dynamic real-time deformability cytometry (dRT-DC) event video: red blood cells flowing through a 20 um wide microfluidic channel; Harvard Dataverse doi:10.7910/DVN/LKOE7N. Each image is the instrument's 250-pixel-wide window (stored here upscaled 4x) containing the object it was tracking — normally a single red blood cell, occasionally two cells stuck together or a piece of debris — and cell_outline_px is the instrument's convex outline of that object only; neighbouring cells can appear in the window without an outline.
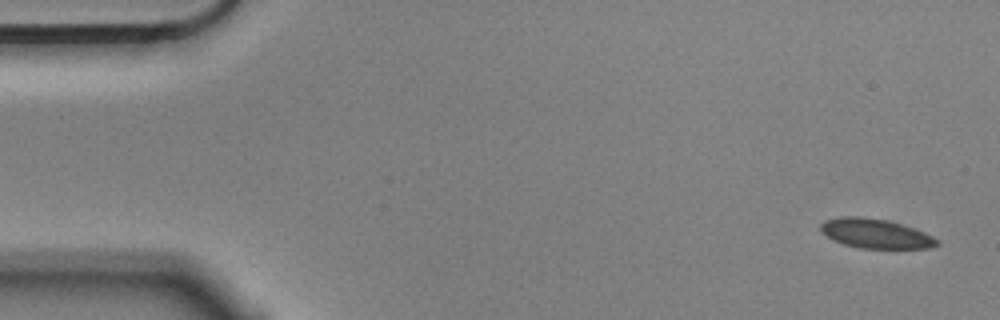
{"species": "Egyptian fruit bat (a non-hibernating species)", "species_latin": "Rousettus aegyptiacus", "temperature_condition": "cold", "stored_images_in_passage": 6, "camera_frame_rate_fps": 3000, "um_per_image_px": 0.085, "animal": {"sex": "male"}, "frame": {"image": 1, "passage_image": 1, "time_ms": 0.0, "image_size_px": [1000, 320], "cell_outline_px": [[940, 244], [932, 248], [860, 248], [844, 244], [820, 232], [820, 224], [824, 220], [840, 216], [860, 216], [888, 220], [924, 232], [940, 240]], "centroid_in_image_um": [74.42, 19.84], "position_along_channel_um": 10.6, "area_um2": 19.94}}
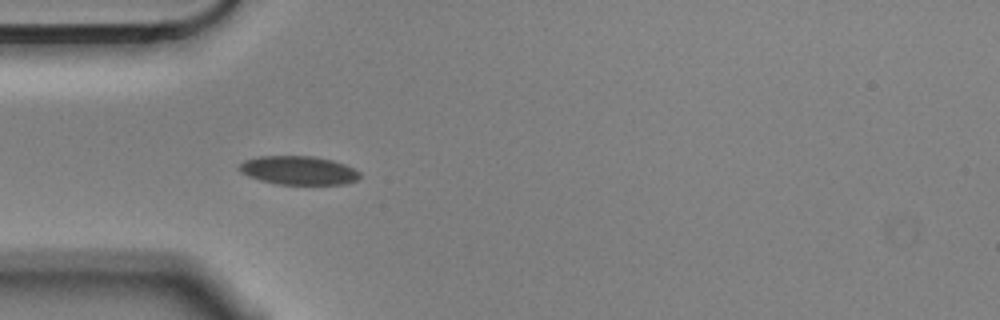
{"frame": {"image": 2, "passage_image": 5, "time_ms": 1.333, "image_size_px": [1000, 320], "cell_outline_px": [[360, 176], [356, 180], [344, 184], [276, 184], [260, 180], [248, 176], [240, 172], [236, 168], [244, 160], [260, 156], [312, 156], [332, 160], [344, 164], [360, 172]], "centroid_in_image_um": [25.33, 14.48], "position_along_channel_um": 59.7, "area_um2": 20.11}}
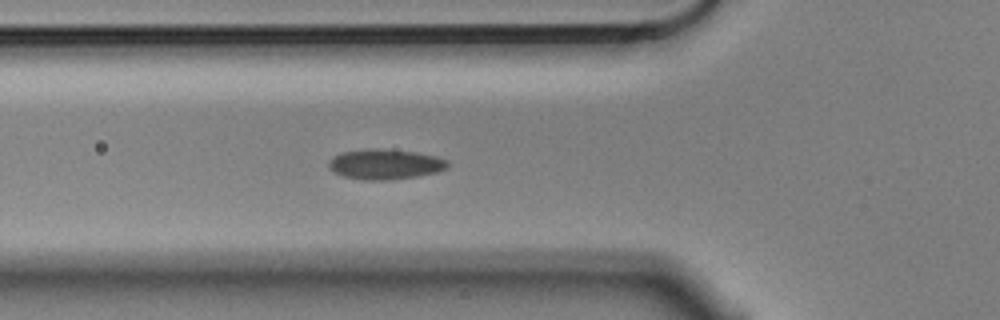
{"frame": {"image": 3, "passage_image": 6, "time_ms": 1.667, "image_size_px": [1000, 320], "cell_outline_px": [[448, 168], [436, 172], [420, 176], [388, 180], [360, 180], [344, 176], [328, 168], [328, 160], [340, 152], [376, 148], [416, 152], [436, 156], [448, 160]], "centroid_in_image_um": [32.74, 13.96], "position_along_channel_um": 93.1, "area_um2": 21.04}}